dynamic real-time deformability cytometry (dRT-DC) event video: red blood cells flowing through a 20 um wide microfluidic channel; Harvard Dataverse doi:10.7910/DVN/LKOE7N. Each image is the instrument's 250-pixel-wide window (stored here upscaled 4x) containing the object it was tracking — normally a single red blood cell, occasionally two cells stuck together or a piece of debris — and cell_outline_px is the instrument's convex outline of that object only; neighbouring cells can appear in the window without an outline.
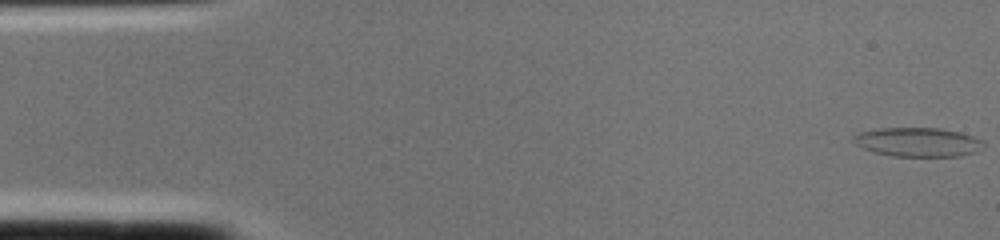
{"species": "common noctule bat (a hibernating species)", "species_latin": "Nyctalus noctula", "temperature_condition": "cold", "stored_images_in_passage": 2, "camera_frame_rate_fps": 3000, "um_per_image_px": 0.085, "animal": {"sex": "female", "body_mass_g": 22.0, "forearm_length_mm": 56.7}, "frame": {"image": 1, "passage_image": 1, "time_ms": 0.0, "image_size_px": [1000, 240], "cell_outline_px": [[984, 144], [976, 152], [960, 156], [892, 156], [876, 152], [864, 148], [856, 144], [852, 140], [852, 136], [860, 132], [880, 128], [940, 128], [960, 132], [984, 140]], "centroid_in_image_um": [78.03, 12.07], "position_along_channel_um": 7.0, "area_um2": 21.96}}
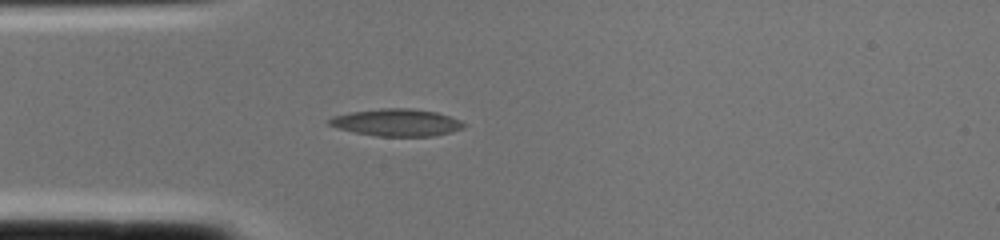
{"frame": {"image": 2, "passage_image": 2, "time_ms": 0.333, "image_size_px": [1000, 240], "cell_outline_px": [[468, 124], [464, 128], [452, 132], [432, 136], [376, 136], [356, 132], [340, 128], [328, 124], [328, 120], [332, 116], [352, 112], [380, 108], [408, 108], [436, 112], [460, 120]], "centroid_in_image_um": [33.76, 10.41], "position_along_channel_um": 51.2, "area_um2": 21.21}}